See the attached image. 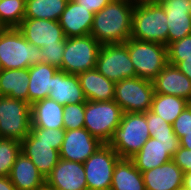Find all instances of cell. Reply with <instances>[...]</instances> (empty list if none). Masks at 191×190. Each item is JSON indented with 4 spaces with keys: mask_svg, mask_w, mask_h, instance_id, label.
Returning <instances> with one entry per match:
<instances>
[{
    "mask_svg": "<svg viewBox=\"0 0 191 190\" xmlns=\"http://www.w3.org/2000/svg\"><path fill=\"white\" fill-rule=\"evenodd\" d=\"M133 1H111L94 14L92 35L101 45L122 44L131 38Z\"/></svg>",
    "mask_w": 191,
    "mask_h": 190,
    "instance_id": "6da1fadb",
    "label": "cell"
},
{
    "mask_svg": "<svg viewBox=\"0 0 191 190\" xmlns=\"http://www.w3.org/2000/svg\"><path fill=\"white\" fill-rule=\"evenodd\" d=\"M0 62L2 69H28L42 63L41 50L30 44L18 28L0 31Z\"/></svg>",
    "mask_w": 191,
    "mask_h": 190,
    "instance_id": "7a4b0ae2",
    "label": "cell"
},
{
    "mask_svg": "<svg viewBox=\"0 0 191 190\" xmlns=\"http://www.w3.org/2000/svg\"><path fill=\"white\" fill-rule=\"evenodd\" d=\"M146 112L123 113L119 126L109 141V145L120 158L133 157L150 138Z\"/></svg>",
    "mask_w": 191,
    "mask_h": 190,
    "instance_id": "3957f363",
    "label": "cell"
},
{
    "mask_svg": "<svg viewBox=\"0 0 191 190\" xmlns=\"http://www.w3.org/2000/svg\"><path fill=\"white\" fill-rule=\"evenodd\" d=\"M167 16L161 4L136 5L133 9L131 38L167 46Z\"/></svg>",
    "mask_w": 191,
    "mask_h": 190,
    "instance_id": "277c9868",
    "label": "cell"
},
{
    "mask_svg": "<svg viewBox=\"0 0 191 190\" xmlns=\"http://www.w3.org/2000/svg\"><path fill=\"white\" fill-rule=\"evenodd\" d=\"M123 110L114 101H86L84 128L102 143L108 144L119 126Z\"/></svg>",
    "mask_w": 191,
    "mask_h": 190,
    "instance_id": "5b68a950",
    "label": "cell"
},
{
    "mask_svg": "<svg viewBox=\"0 0 191 190\" xmlns=\"http://www.w3.org/2000/svg\"><path fill=\"white\" fill-rule=\"evenodd\" d=\"M136 76L153 80L168 64L167 46L156 42H144L129 38L125 43Z\"/></svg>",
    "mask_w": 191,
    "mask_h": 190,
    "instance_id": "8992f818",
    "label": "cell"
},
{
    "mask_svg": "<svg viewBox=\"0 0 191 190\" xmlns=\"http://www.w3.org/2000/svg\"><path fill=\"white\" fill-rule=\"evenodd\" d=\"M31 129V105L28 102L0 96V138L21 142Z\"/></svg>",
    "mask_w": 191,
    "mask_h": 190,
    "instance_id": "52a82bcc",
    "label": "cell"
},
{
    "mask_svg": "<svg viewBox=\"0 0 191 190\" xmlns=\"http://www.w3.org/2000/svg\"><path fill=\"white\" fill-rule=\"evenodd\" d=\"M153 95V82L148 79L136 76L115 83L114 101L124 113L149 111Z\"/></svg>",
    "mask_w": 191,
    "mask_h": 190,
    "instance_id": "ba28073f",
    "label": "cell"
},
{
    "mask_svg": "<svg viewBox=\"0 0 191 190\" xmlns=\"http://www.w3.org/2000/svg\"><path fill=\"white\" fill-rule=\"evenodd\" d=\"M179 146V138L174 132L154 134L130 159L142 173L171 161Z\"/></svg>",
    "mask_w": 191,
    "mask_h": 190,
    "instance_id": "9c48e42d",
    "label": "cell"
},
{
    "mask_svg": "<svg viewBox=\"0 0 191 190\" xmlns=\"http://www.w3.org/2000/svg\"><path fill=\"white\" fill-rule=\"evenodd\" d=\"M101 46L92 35L66 38L62 71L77 75L95 69Z\"/></svg>",
    "mask_w": 191,
    "mask_h": 190,
    "instance_id": "30bf717a",
    "label": "cell"
},
{
    "mask_svg": "<svg viewBox=\"0 0 191 190\" xmlns=\"http://www.w3.org/2000/svg\"><path fill=\"white\" fill-rule=\"evenodd\" d=\"M119 159L120 156L109 144L100 146L83 163L88 190H110Z\"/></svg>",
    "mask_w": 191,
    "mask_h": 190,
    "instance_id": "8fae6325",
    "label": "cell"
},
{
    "mask_svg": "<svg viewBox=\"0 0 191 190\" xmlns=\"http://www.w3.org/2000/svg\"><path fill=\"white\" fill-rule=\"evenodd\" d=\"M95 69L114 83L136 77L128 47L124 43L103 44L98 53Z\"/></svg>",
    "mask_w": 191,
    "mask_h": 190,
    "instance_id": "7c38bea8",
    "label": "cell"
},
{
    "mask_svg": "<svg viewBox=\"0 0 191 190\" xmlns=\"http://www.w3.org/2000/svg\"><path fill=\"white\" fill-rule=\"evenodd\" d=\"M24 38L36 47L66 44V37L58 21L24 18L17 27Z\"/></svg>",
    "mask_w": 191,
    "mask_h": 190,
    "instance_id": "4fadbf2b",
    "label": "cell"
},
{
    "mask_svg": "<svg viewBox=\"0 0 191 190\" xmlns=\"http://www.w3.org/2000/svg\"><path fill=\"white\" fill-rule=\"evenodd\" d=\"M103 144L85 128L65 130L60 159L84 163Z\"/></svg>",
    "mask_w": 191,
    "mask_h": 190,
    "instance_id": "5bb4252c",
    "label": "cell"
},
{
    "mask_svg": "<svg viewBox=\"0 0 191 190\" xmlns=\"http://www.w3.org/2000/svg\"><path fill=\"white\" fill-rule=\"evenodd\" d=\"M46 190H88L83 163L60 159L46 177Z\"/></svg>",
    "mask_w": 191,
    "mask_h": 190,
    "instance_id": "9a60e30c",
    "label": "cell"
},
{
    "mask_svg": "<svg viewBox=\"0 0 191 190\" xmlns=\"http://www.w3.org/2000/svg\"><path fill=\"white\" fill-rule=\"evenodd\" d=\"M166 16L167 45L191 34L190 0H163L161 3Z\"/></svg>",
    "mask_w": 191,
    "mask_h": 190,
    "instance_id": "2e32d148",
    "label": "cell"
},
{
    "mask_svg": "<svg viewBox=\"0 0 191 190\" xmlns=\"http://www.w3.org/2000/svg\"><path fill=\"white\" fill-rule=\"evenodd\" d=\"M152 82L154 93L178 96L191 103V80L175 65L168 63Z\"/></svg>",
    "mask_w": 191,
    "mask_h": 190,
    "instance_id": "e0dca14e",
    "label": "cell"
},
{
    "mask_svg": "<svg viewBox=\"0 0 191 190\" xmlns=\"http://www.w3.org/2000/svg\"><path fill=\"white\" fill-rule=\"evenodd\" d=\"M21 152L31 159L45 179L60 160V153L52 144L40 142L31 133L21 141Z\"/></svg>",
    "mask_w": 191,
    "mask_h": 190,
    "instance_id": "ac0fdd59",
    "label": "cell"
},
{
    "mask_svg": "<svg viewBox=\"0 0 191 190\" xmlns=\"http://www.w3.org/2000/svg\"><path fill=\"white\" fill-rule=\"evenodd\" d=\"M94 13L80 6L73 0H68L65 10L58 22L66 38L90 35Z\"/></svg>",
    "mask_w": 191,
    "mask_h": 190,
    "instance_id": "d6986e66",
    "label": "cell"
},
{
    "mask_svg": "<svg viewBox=\"0 0 191 190\" xmlns=\"http://www.w3.org/2000/svg\"><path fill=\"white\" fill-rule=\"evenodd\" d=\"M9 178L16 190H45L46 179L23 152L17 156Z\"/></svg>",
    "mask_w": 191,
    "mask_h": 190,
    "instance_id": "ffe728a7",
    "label": "cell"
},
{
    "mask_svg": "<svg viewBox=\"0 0 191 190\" xmlns=\"http://www.w3.org/2000/svg\"><path fill=\"white\" fill-rule=\"evenodd\" d=\"M146 190H178L182 188L184 172L171 160L142 172Z\"/></svg>",
    "mask_w": 191,
    "mask_h": 190,
    "instance_id": "44dd1931",
    "label": "cell"
},
{
    "mask_svg": "<svg viewBox=\"0 0 191 190\" xmlns=\"http://www.w3.org/2000/svg\"><path fill=\"white\" fill-rule=\"evenodd\" d=\"M49 98L63 106L69 103L77 104L87 101L78 76L76 74L65 73L62 70H58L53 76V85Z\"/></svg>",
    "mask_w": 191,
    "mask_h": 190,
    "instance_id": "7402d4cb",
    "label": "cell"
},
{
    "mask_svg": "<svg viewBox=\"0 0 191 190\" xmlns=\"http://www.w3.org/2000/svg\"><path fill=\"white\" fill-rule=\"evenodd\" d=\"M77 76L87 101L114 100L115 83L96 69L87 70Z\"/></svg>",
    "mask_w": 191,
    "mask_h": 190,
    "instance_id": "603a6c76",
    "label": "cell"
},
{
    "mask_svg": "<svg viewBox=\"0 0 191 190\" xmlns=\"http://www.w3.org/2000/svg\"><path fill=\"white\" fill-rule=\"evenodd\" d=\"M59 69L51 64L40 63L28 68V103L31 105L49 97L53 85V76Z\"/></svg>",
    "mask_w": 191,
    "mask_h": 190,
    "instance_id": "cb8c5ba5",
    "label": "cell"
},
{
    "mask_svg": "<svg viewBox=\"0 0 191 190\" xmlns=\"http://www.w3.org/2000/svg\"><path fill=\"white\" fill-rule=\"evenodd\" d=\"M63 110V105L49 97L31 104V128H64Z\"/></svg>",
    "mask_w": 191,
    "mask_h": 190,
    "instance_id": "d4e9b609",
    "label": "cell"
},
{
    "mask_svg": "<svg viewBox=\"0 0 191 190\" xmlns=\"http://www.w3.org/2000/svg\"><path fill=\"white\" fill-rule=\"evenodd\" d=\"M28 69H1L0 96L28 102Z\"/></svg>",
    "mask_w": 191,
    "mask_h": 190,
    "instance_id": "484cf974",
    "label": "cell"
},
{
    "mask_svg": "<svg viewBox=\"0 0 191 190\" xmlns=\"http://www.w3.org/2000/svg\"><path fill=\"white\" fill-rule=\"evenodd\" d=\"M110 190H146L142 173L128 158H120L115 164Z\"/></svg>",
    "mask_w": 191,
    "mask_h": 190,
    "instance_id": "4316f807",
    "label": "cell"
},
{
    "mask_svg": "<svg viewBox=\"0 0 191 190\" xmlns=\"http://www.w3.org/2000/svg\"><path fill=\"white\" fill-rule=\"evenodd\" d=\"M189 104V101L178 96L154 93L150 111L172 125Z\"/></svg>",
    "mask_w": 191,
    "mask_h": 190,
    "instance_id": "83f0119b",
    "label": "cell"
},
{
    "mask_svg": "<svg viewBox=\"0 0 191 190\" xmlns=\"http://www.w3.org/2000/svg\"><path fill=\"white\" fill-rule=\"evenodd\" d=\"M68 0H26L24 18L58 21Z\"/></svg>",
    "mask_w": 191,
    "mask_h": 190,
    "instance_id": "f1b7e54d",
    "label": "cell"
},
{
    "mask_svg": "<svg viewBox=\"0 0 191 190\" xmlns=\"http://www.w3.org/2000/svg\"><path fill=\"white\" fill-rule=\"evenodd\" d=\"M26 0H0V24L3 28H17L25 16Z\"/></svg>",
    "mask_w": 191,
    "mask_h": 190,
    "instance_id": "f546056e",
    "label": "cell"
},
{
    "mask_svg": "<svg viewBox=\"0 0 191 190\" xmlns=\"http://www.w3.org/2000/svg\"><path fill=\"white\" fill-rule=\"evenodd\" d=\"M21 152V142L0 138V176H9L17 156Z\"/></svg>",
    "mask_w": 191,
    "mask_h": 190,
    "instance_id": "4dcf8cb0",
    "label": "cell"
},
{
    "mask_svg": "<svg viewBox=\"0 0 191 190\" xmlns=\"http://www.w3.org/2000/svg\"><path fill=\"white\" fill-rule=\"evenodd\" d=\"M85 103H69L64 106L63 124L64 130L84 128Z\"/></svg>",
    "mask_w": 191,
    "mask_h": 190,
    "instance_id": "1f68e13d",
    "label": "cell"
},
{
    "mask_svg": "<svg viewBox=\"0 0 191 190\" xmlns=\"http://www.w3.org/2000/svg\"><path fill=\"white\" fill-rule=\"evenodd\" d=\"M168 63L177 65L184 59H191V34L167 45Z\"/></svg>",
    "mask_w": 191,
    "mask_h": 190,
    "instance_id": "d6a6232c",
    "label": "cell"
},
{
    "mask_svg": "<svg viewBox=\"0 0 191 190\" xmlns=\"http://www.w3.org/2000/svg\"><path fill=\"white\" fill-rule=\"evenodd\" d=\"M30 133L40 142L50 143L53 145L54 149L60 151L62 142L64 140L65 130L64 128H31Z\"/></svg>",
    "mask_w": 191,
    "mask_h": 190,
    "instance_id": "836d02e7",
    "label": "cell"
},
{
    "mask_svg": "<svg viewBox=\"0 0 191 190\" xmlns=\"http://www.w3.org/2000/svg\"><path fill=\"white\" fill-rule=\"evenodd\" d=\"M65 44L43 45L41 50L42 63L51 64L62 70V60Z\"/></svg>",
    "mask_w": 191,
    "mask_h": 190,
    "instance_id": "e575fe53",
    "label": "cell"
},
{
    "mask_svg": "<svg viewBox=\"0 0 191 190\" xmlns=\"http://www.w3.org/2000/svg\"><path fill=\"white\" fill-rule=\"evenodd\" d=\"M146 121L151 137L154 134L174 132L173 125L167 123L164 119L150 110L146 112Z\"/></svg>",
    "mask_w": 191,
    "mask_h": 190,
    "instance_id": "d590c367",
    "label": "cell"
},
{
    "mask_svg": "<svg viewBox=\"0 0 191 190\" xmlns=\"http://www.w3.org/2000/svg\"><path fill=\"white\" fill-rule=\"evenodd\" d=\"M173 125V131L180 139L191 132V103L176 118Z\"/></svg>",
    "mask_w": 191,
    "mask_h": 190,
    "instance_id": "8d00e7d4",
    "label": "cell"
},
{
    "mask_svg": "<svg viewBox=\"0 0 191 190\" xmlns=\"http://www.w3.org/2000/svg\"><path fill=\"white\" fill-rule=\"evenodd\" d=\"M172 161L185 173L191 172V150L179 146Z\"/></svg>",
    "mask_w": 191,
    "mask_h": 190,
    "instance_id": "74e56055",
    "label": "cell"
},
{
    "mask_svg": "<svg viewBox=\"0 0 191 190\" xmlns=\"http://www.w3.org/2000/svg\"><path fill=\"white\" fill-rule=\"evenodd\" d=\"M80 6H83L84 8L88 9L92 13H97L101 9H103L110 0H73Z\"/></svg>",
    "mask_w": 191,
    "mask_h": 190,
    "instance_id": "f35d334b",
    "label": "cell"
},
{
    "mask_svg": "<svg viewBox=\"0 0 191 190\" xmlns=\"http://www.w3.org/2000/svg\"><path fill=\"white\" fill-rule=\"evenodd\" d=\"M176 67L191 80V59H184Z\"/></svg>",
    "mask_w": 191,
    "mask_h": 190,
    "instance_id": "ab89813d",
    "label": "cell"
},
{
    "mask_svg": "<svg viewBox=\"0 0 191 190\" xmlns=\"http://www.w3.org/2000/svg\"><path fill=\"white\" fill-rule=\"evenodd\" d=\"M0 190H16L9 176H0Z\"/></svg>",
    "mask_w": 191,
    "mask_h": 190,
    "instance_id": "60d3db41",
    "label": "cell"
},
{
    "mask_svg": "<svg viewBox=\"0 0 191 190\" xmlns=\"http://www.w3.org/2000/svg\"><path fill=\"white\" fill-rule=\"evenodd\" d=\"M180 146L191 150V132L179 139Z\"/></svg>",
    "mask_w": 191,
    "mask_h": 190,
    "instance_id": "b9f144b4",
    "label": "cell"
},
{
    "mask_svg": "<svg viewBox=\"0 0 191 190\" xmlns=\"http://www.w3.org/2000/svg\"><path fill=\"white\" fill-rule=\"evenodd\" d=\"M182 188L185 190H191V172L184 174Z\"/></svg>",
    "mask_w": 191,
    "mask_h": 190,
    "instance_id": "7bdbcfd3",
    "label": "cell"
},
{
    "mask_svg": "<svg viewBox=\"0 0 191 190\" xmlns=\"http://www.w3.org/2000/svg\"><path fill=\"white\" fill-rule=\"evenodd\" d=\"M163 0H133L136 5L160 4Z\"/></svg>",
    "mask_w": 191,
    "mask_h": 190,
    "instance_id": "ee69618b",
    "label": "cell"
},
{
    "mask_svg": "<svg viewBox=\"0 0 191 190\" xmlns=\"http://www.w3.org/2000/svg\"><path fill=\"white\" fill-rule=\"evenodd\" d=\"M111 1H133V0H110Z\"/></svg>",
    "mask_w": 191,
    "mask_h": 190,
    "instance_id": "f6af8a7d",
    "label": "cell"
}]
</instances>
